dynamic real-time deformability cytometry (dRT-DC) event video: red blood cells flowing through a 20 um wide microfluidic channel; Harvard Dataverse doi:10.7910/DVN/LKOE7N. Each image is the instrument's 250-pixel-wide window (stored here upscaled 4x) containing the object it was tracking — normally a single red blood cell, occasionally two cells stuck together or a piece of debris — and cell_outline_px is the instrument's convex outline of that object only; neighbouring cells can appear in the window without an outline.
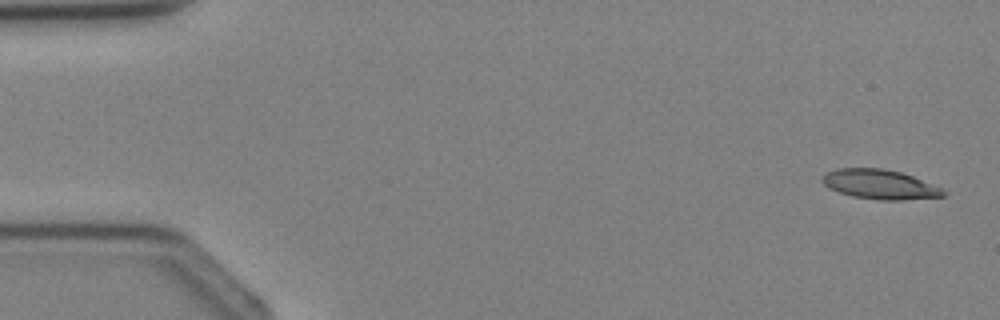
{"species": "Egyptian fruit bat (a non-hibernating species)", "species_latin": "Rousettus aegyptiacus", "temperature_condition": "cold", "stored_images_in_passage": 3, "camera_frame_rate_fps": 3000, "um_per_image_px": 0.085, "animal": {"sex": "female"}, "frame": {"image": 1, "passage_image": 1, "time_ms": 0.0, "image_size_px": [1000, 320], "cell_outline_px": [[948, 192], [944, 196], [900, 200], [880, 200], [852, 196], [828, 188], [820, 180], [820, 176], [824, 172], [836, 168], [884, 168], [900, 172], [912, 176], [940, 188]], "centroid_in_image_um": [74.71, 15.66], "position_along_channel_um": 10.3, "area_um2": 20.87}}